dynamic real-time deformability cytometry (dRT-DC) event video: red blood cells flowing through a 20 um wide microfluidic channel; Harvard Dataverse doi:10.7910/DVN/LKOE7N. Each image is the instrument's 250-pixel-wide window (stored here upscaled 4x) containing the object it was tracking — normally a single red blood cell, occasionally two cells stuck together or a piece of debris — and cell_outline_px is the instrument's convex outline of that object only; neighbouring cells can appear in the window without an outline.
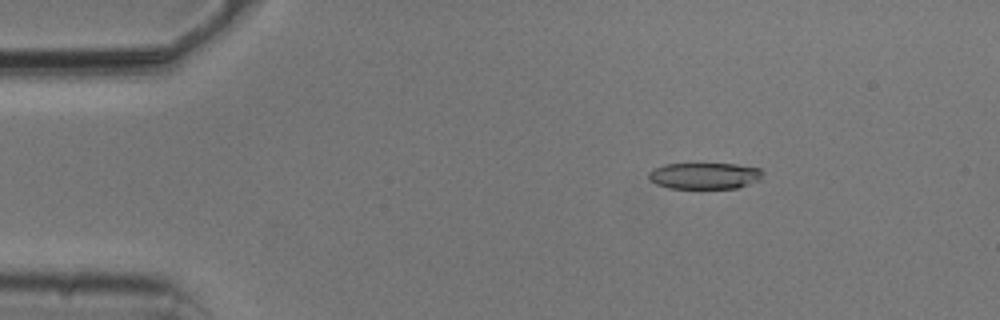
{"species": "common noctule bat (a hibernating species)", "species_latin": "Nyctalus noctula", "temperature_condition": "cold", "stored_images_in_passage": 54, "camera_frame_rate_fps": 3000, "um_per_image_px": 0.085, "animal": {"sex": "male", "body_mass_g": 20.5, "forearm_length_mm": 52.5}, "frame": {"image": 1, "passage_image": 9, "time_ms": 2.667, "image_size_px": [1000, 320], "cell_outline_px": [[764, 172], [760, 180], [736, 188], [668, 188], [656, 184], [648, 180], [648, 172], [652, 168], [664, 164], [736, 164], [760, 168]], "centroid_in_image_um": [59.86, 14.94], "position_along_channel_um": 25.1, "area_um2": 17.69}}
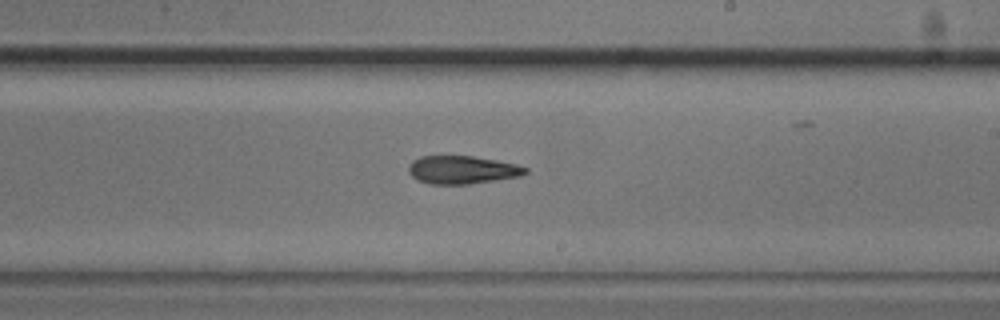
{"frame": {"image": 2, "passage_image": 32, "time_ms": 10.333, "image_size_px": [1000, 320], "cell_outline_px": [[528, 172], [520, 176], [468, 184], [428, 184], [416, 180], [408, 172], [408, 164], [412, 160], [420, 156], [472, 156], [496, 160], [516, 164], [528, 168]], "centroid_in_image_um": [39.24, 14.43], "position_along_channel_um": 249.8, "area_um2": 19.19}}
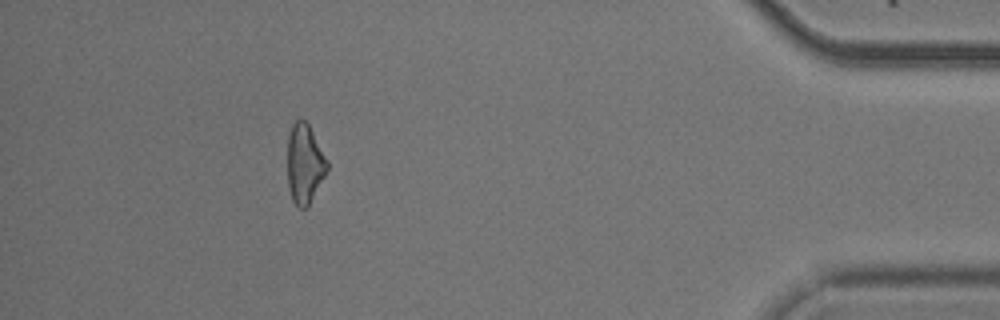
{"frame": {"image": 3, "passage_image": 49, "time_ms": 16.0, "image_size_px": [1000, 320], "cell_outline_px": [[328, 168], [308, 208], [300, 208], [292, 200], [288, 188], [288, 132], [292, 124], [300, 116], [308, 124], [328, 160]], "centroid_in_image_um": [25.88, 13.91], "position_along_channel_um": 409.3, "area_um2": 18.5}, "authors_computed_cell_mechanics": {"area_um2": 19.3052, "velocity_mm_per_s": 3.7877, "shape_relaxation_time_tau1_ms": 9.9703, "shape_relaxation_time_tau2_ms": 8.4523, "deformation_change_tau1": 0.2299, "deformation_change_tau2": 0.2176}}